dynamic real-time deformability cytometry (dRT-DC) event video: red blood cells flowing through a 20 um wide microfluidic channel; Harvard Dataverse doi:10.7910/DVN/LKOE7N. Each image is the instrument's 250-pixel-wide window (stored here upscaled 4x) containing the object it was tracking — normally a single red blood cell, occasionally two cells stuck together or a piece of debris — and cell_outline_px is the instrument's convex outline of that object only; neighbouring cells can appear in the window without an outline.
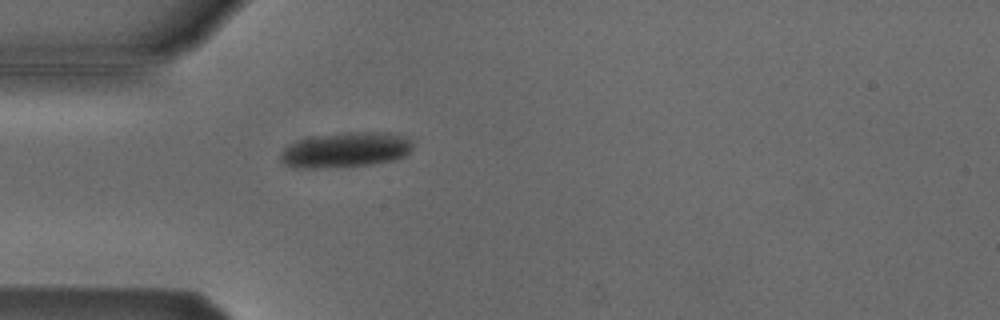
{"species": "Egyptian fruit bat (a non-hibernating species)", "species_latin": "Rousettus aegyptiacus", "temperature_condition": "cold", "stored_images_in_passage": 1, "camera_frame_rate_fps": 3000, "um_per_image_px": 0.085, "animal": {"sex": "male"}, "frame": {"image": 1, "passage_image": 1, "time_ms": 0.0, "image_size_px": [1000, 320], "cell_outline_px": [[412, 148], [404, 156], [396, 160], [372, 164], [316, 168], [308, 168], [284, 164], [280, 160], [280, 152], [284, 148], [300, 140], [312, 136], [344, 132], [388, 132], [404, 136], [412, 140]], "centroid_in_image_um": [29.41, 12.72], "position_along_channel_um": 55.6, "area_um2": 26.99}}